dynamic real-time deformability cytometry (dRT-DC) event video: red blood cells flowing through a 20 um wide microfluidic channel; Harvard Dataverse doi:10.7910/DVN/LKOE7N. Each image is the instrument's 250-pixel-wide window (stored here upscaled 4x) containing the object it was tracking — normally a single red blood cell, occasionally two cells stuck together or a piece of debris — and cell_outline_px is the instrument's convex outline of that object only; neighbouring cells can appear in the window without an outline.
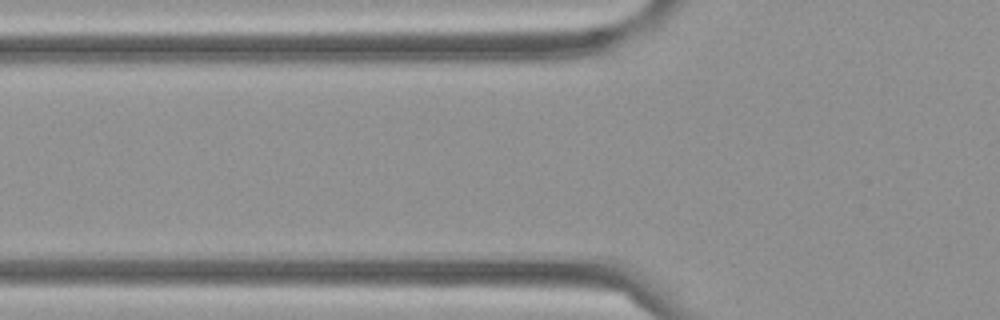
{"species": "Egyptian fruit bat (a non-hibernating species)", "species_latin": "Rousettus aegyptiacus", "temperature_condition": "cold", "stored_images_in_passage": 4, "camera_frame_rate_fps": 3000, "um_per_image_px": 0.085, "frame": {"image": 1, "passage_image": 4, "time_ms": 1.0, "image_size_px": [1000, 320], "cell_outline_px": [[640, 304], [424, 288], [392, 284], [392, 280], [512, 276], [592, 276], [620, 288], [636, 300]], "centroid_in_image_um": [45.1, 24.39], "position_along_channel_um": 80.7, "area_um2": 27.74}}